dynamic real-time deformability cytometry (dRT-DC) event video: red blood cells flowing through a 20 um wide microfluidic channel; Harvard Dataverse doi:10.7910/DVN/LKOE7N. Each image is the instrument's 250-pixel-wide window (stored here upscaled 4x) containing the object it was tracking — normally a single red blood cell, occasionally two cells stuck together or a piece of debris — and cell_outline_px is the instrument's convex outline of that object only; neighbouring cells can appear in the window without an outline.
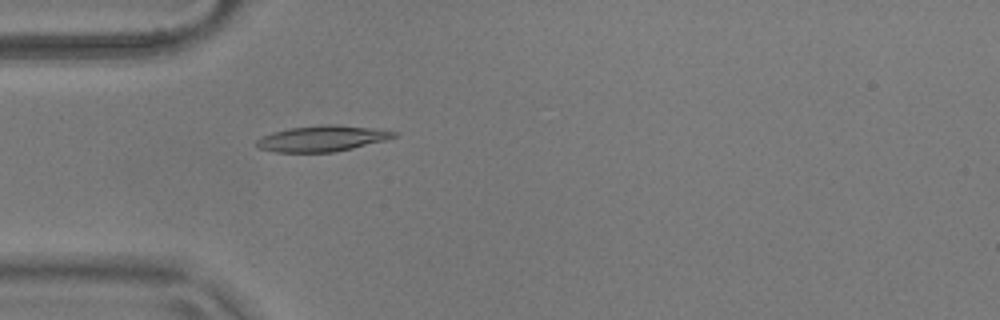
{"species": "common noctule bat (a hibernating species)", "species_latin": "Nyctalus noctula", "temperature_condition": "warm", "stored_images_in_passage": 47, "camera_frame_rate_fps": 3000, "um_per_image_px": 0.085, "animal": {"sex": "male", "body_mass_g": 17.9}, "frame": {"image": 1, "passage_image": 8, "time_ms": 2.333, "image_size_px": [1000, 320], "cell_outline_px": [[400, 132], [396, 136], [384, 140], [352, 148], [332, 152], [276, 152], [260, 148], [256, 144], [256, 140], [260, 136], [272, 132], [288, 128], [324, 124], [336, 124]], "centroid_in_image_um": [27.33, 11.76], "position_along_channel_um": 57.7, "area_um2": 20.52}}
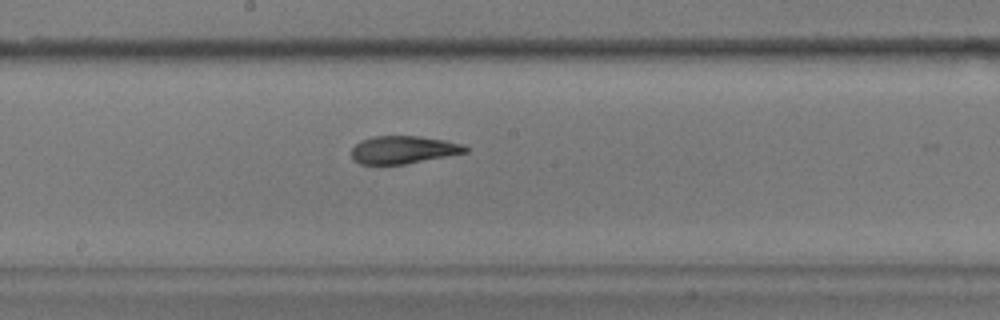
{"frame": {"image": 2, "passage_image": 21, "time_ms": 6.667, "image_size_px": [1000, 320], "cell_outline_px": [[468, 152], [404, 164], [360, 164], [352, 160], [352, 148], [360, 140], [372, 136], [420, 136], [444, 140], [464, 144], [468, 148]], "centroid_in_image_um": [34.27, 12.72], "position_along_channel_um": 213.9, "area_um2": 18.44}}
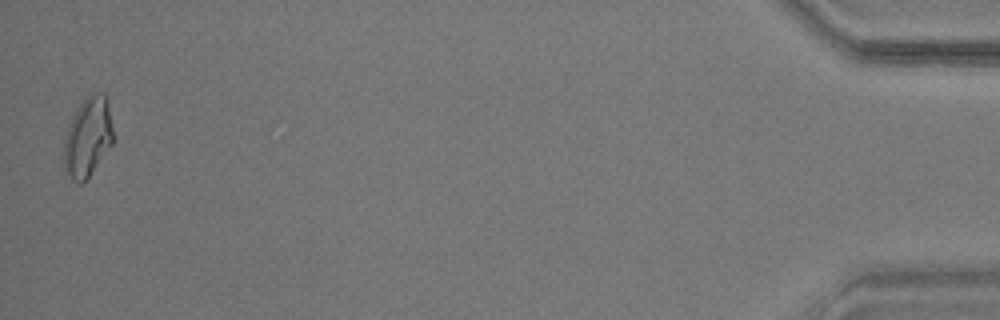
{"frame": {"image": 3, "passage_image": 46, "time_ms": 15.0, "image_size_px": [1000, 320], "cell_outline_px": [[112, 144], [88, 176], [80, 184], [76, 184], [72, 180], [64, 168], [64, 144], [68, 128], [72, 116], [76, 108], [84, 96], [96, 92], [104, 92], [112, 128]], "centroid_in_image_um": [7.43, 11.63], "position_along_channel_um": 427.8, "area_um2": 22.37}, "authors_computed_cell_mechanics": {"area_um2": 19.4786, "velocity_mm_per_s": 3.6742, "shape_relaxation_time_tau1_ms": 7.5398, "shape_relaxation_time_tau2_ms": 1.574, "deformation_change_tau1": 0.2325, "deformation_change_tau2": 0.0792}}